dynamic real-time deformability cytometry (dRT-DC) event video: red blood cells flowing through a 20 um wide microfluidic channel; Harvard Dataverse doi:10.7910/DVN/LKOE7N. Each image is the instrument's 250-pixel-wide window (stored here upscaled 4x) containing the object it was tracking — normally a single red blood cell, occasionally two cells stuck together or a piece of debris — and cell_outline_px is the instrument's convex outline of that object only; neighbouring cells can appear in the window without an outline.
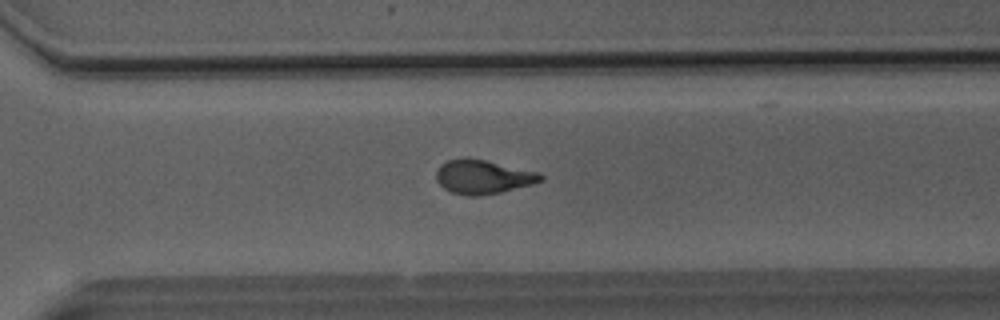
{"species": "Egyptian fruit bat (a non-hibernating species)", "species_latin": "Rousettus aegyptiacus", "temperature_condition": "room temperature", "stored_images_in_passage": 43, "camera_frame_rate_fps": 3000, "um_per_image_px": 0.085, "animal": {"sex": "male"}, "frame": {"image": 1, "passage_image": 28, "time_ms": 9.0, "image_size_px": [1000, 320], "cell_outline_px": [[544, 180], [532, 184], [500, 192], [476, 196], [468, 196], [452, 192], [444, 188], [436, 180], [436, 172], [440, 164], [448, 160], [484, 160], [540, 172], [544, 176]], "centroid_in_image_um": [41.08, 15.05], "position_along_channel_um": 329.5, "area_um2": 20.23}}
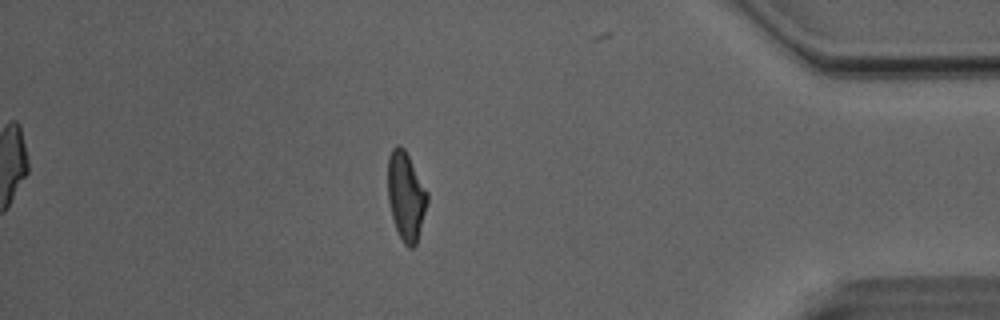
{"frame": {"image": 2, "passage_image": 36, "time_ms": 11.667, "image_size_px": [1000, 320], "cell_outline_px": [[428, 200], [416, 244], [412, 248], [408, 248], [404, 244], [396, 228], [392, 216], [388, 200], [388, 156], [392, 148], [396, 144], [400, 144], [404, 148], [428, 192]], "centroid_in_image_um": [34.5, 16.64], "position_along_channel_um": 400.7, "area_um2": 20.23}}
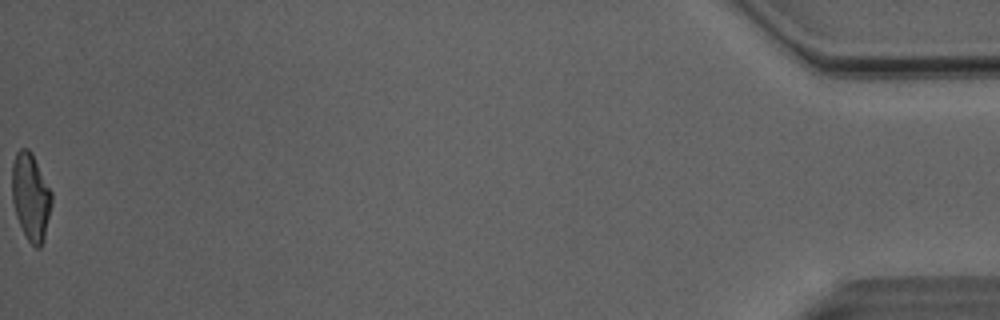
{"frame": {"image": 3, "passage_image": 43, "time_ms": 14.0, "image_size_px": [1000, 320], "cell_outline_px": [[52, 204], [44, 240], [40, 248], [36, 248], [28, 240], [16, 216], [12, 200], [12, 164], [16, 152], [20, 148], [28, 148], [32, 152], [52, 192]], "centroid_in_image_um": [2.62, 16.7], "position_along_channel_um": 432.6, "area_um2": 20.29}, "authors_computed_cell_mechanics": {"area_um2": 20.519, "velocity_mm_per_s": 4.101, "shape_relaxation_time_tau1_ms": 3.99, "shape_relaxation_time_tau2_ms": 1.363, "deformation_change_tau1": 0.1966, "deformation_change_tau2": 0.0972}}